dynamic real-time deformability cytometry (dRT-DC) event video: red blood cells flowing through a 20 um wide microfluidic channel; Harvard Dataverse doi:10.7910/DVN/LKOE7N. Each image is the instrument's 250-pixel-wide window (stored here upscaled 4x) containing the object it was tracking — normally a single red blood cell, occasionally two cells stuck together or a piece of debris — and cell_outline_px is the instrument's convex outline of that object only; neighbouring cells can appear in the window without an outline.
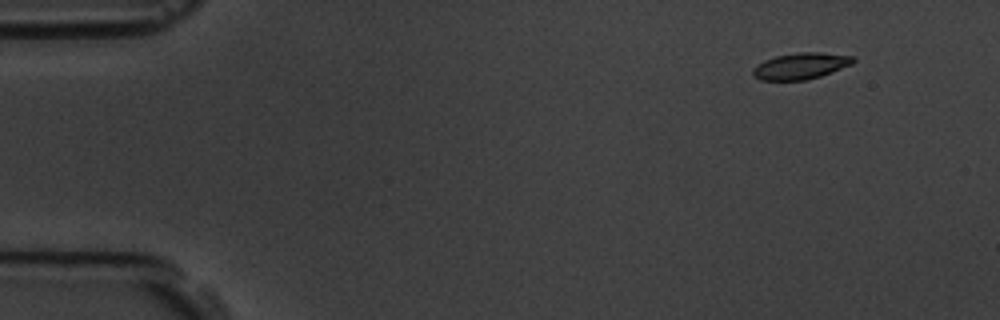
{"species": "common noctule bat (a hibernating species)", "species_latin": "Nyctalus noctula", "temperature_condition": "room temperature", "stored_images_in_passage": 8, "camera_frame_rate_fps": 3000, "um_per_image_px": 0.085, "animal": {"sex": "male", "body_mass_g": 19.5, "forearm_length_mm": 54.6}, "frame": {"image": 1, "passage_image": 2, "time_ms": 1.0, "image_size_px": [1000, 320], "cell_outline_px": [[856, 60], [852, 64], [832, 72], [820, 76], [804, 80], [760, 80], [752, 76], [752, 68], [764, 60], [776, 56], [800, 52], [820, 52], [852, 56]], "centroid_in_image_um": [68.04, 5.61], "position_along_channel_um": 17.0, "area_um2": 15.37}}
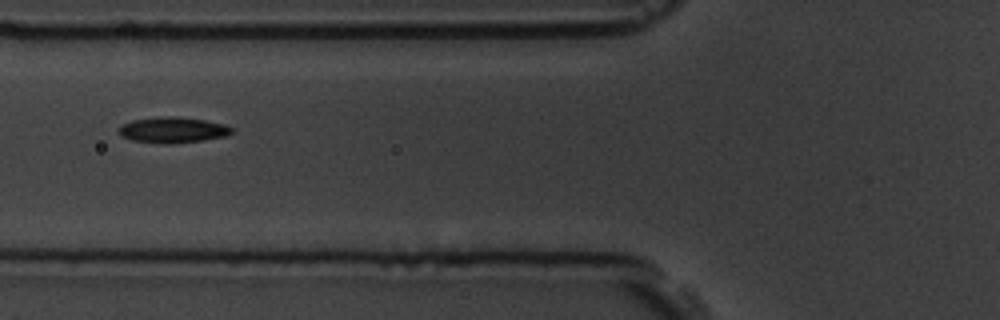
{"frame": {"image": 2, "passage_image": 6, "time_ms": 6.333, "image_size_px": [1000, 320], "cell_outline_px": [[232, 132], [224, 136], [204, 140], [172, 144], [164, 144], [132, 140], [120, 136], [120, 128], [124, 124], [132, 120], [160, 116], [176, 116], [204, 120], [224, 124], [232, 128]], "centroid_in_image_um": [14.68, 11.05], "position_along_channel_um": 111.1, "area_um2": 16.88}}
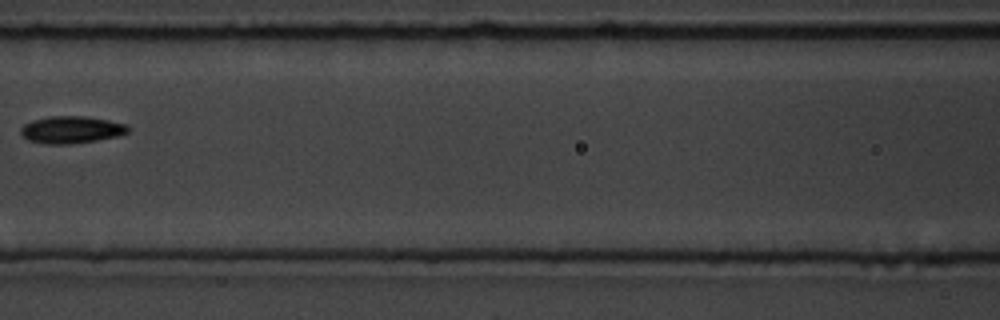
{"frame": {"image": 3, "passage_image": 7, "time_ms": 7.667, "image_size_px": [1000, 320], "cell_outline_px": [[128, 132], [120, 136], [72, 144], [44, 144], [28, 140], [20, 132], [20, 128], [24, 124], [32, 120], [48, 116], [84, 116], [108, 120], [128, 124]], "centroid_in_image_um": [6.06, 11.02], "position_along_channel_um": 160.5, "area_um2": 17.11}}